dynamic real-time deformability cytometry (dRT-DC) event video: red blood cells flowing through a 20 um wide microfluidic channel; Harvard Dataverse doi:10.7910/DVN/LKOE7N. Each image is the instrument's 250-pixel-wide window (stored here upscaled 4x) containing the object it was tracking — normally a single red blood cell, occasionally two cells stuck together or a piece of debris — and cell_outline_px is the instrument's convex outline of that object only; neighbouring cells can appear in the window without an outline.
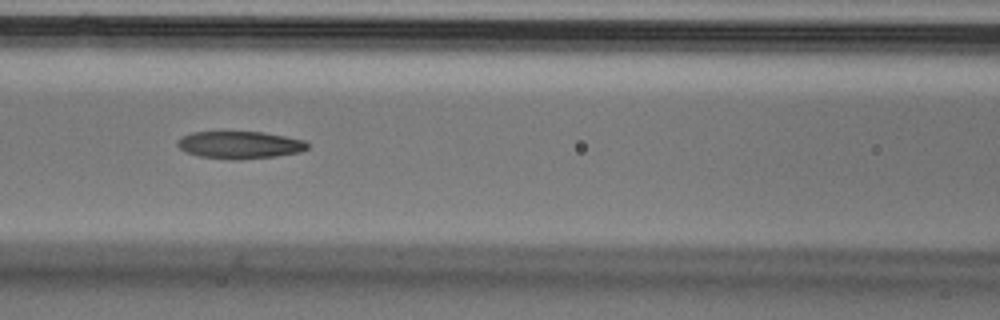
{"species": "Egyptian fruit bat (a non-hibernating species)", "species_latin": "Rousettus aegyptiacus", "temperature_condition": "cold", "stored_images_in_passage": 7, "camera_frame_rate_fps": 3000, "um_per_image_px": 0.085, "animal": {"sex": "male"}, "frame": {"image": 1, "passage_image": 5, "time_ms": 1.333, "image_size_px": [1000, 320], "cell_outline_px": [[308, 148], [300, 152], [276, 156], [240, 160], [232, 160], [200, 156], [188, 152], [180, 148], [176, 144], [176, 140], [180, 136], [192, 132], [264, 132], [304, 140], [308, 144]], "centroid_in_image_um": [20.36, 12.32], "position_along_channel_um": 146.2, "area_um2": 20.81}}
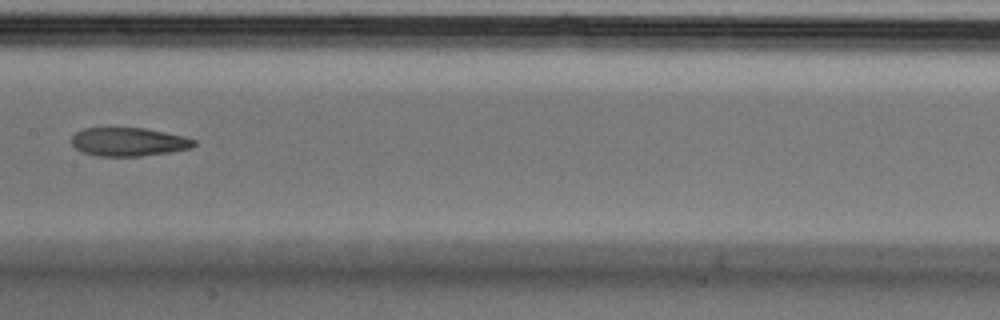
{"frame": {"image": 2, "passage_image": 6, "time_ms": 1.667, "image_size_px": [1000, 320], "cell_outline_px": [[196, 144], [192, 148], [168, 152], [140, 156], [96, 156], [80, 152], [72, 144], [72, 136], [76, 132], [84, 128], [144, 128], [184, 136], [196, 140]], "centroid_in_image_um": [10.92, 12.06], "position_along_channel_um": 196.5, "area_um2": 20.35}}
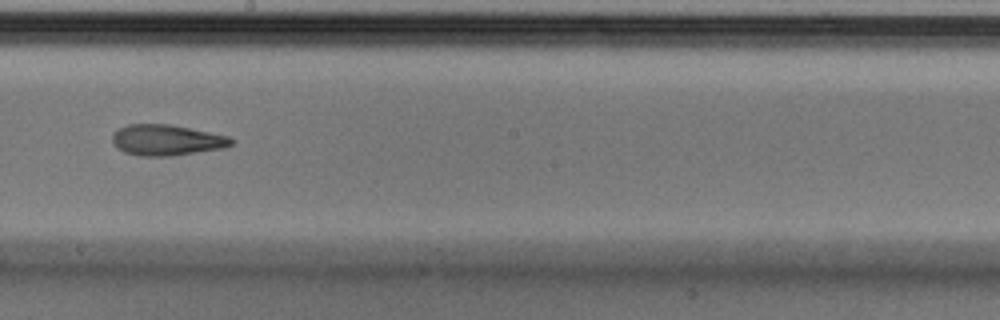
{"frame": {"image": 3, "passage_image": 7, "time_ms": 2.0, "image_size_px": [1000, 320], "cell_outline_px": [[236, 140], [232, 144], [224, 148], [172, 156], [140, 156], [124, 152], [116, 148], [112, 144], [112, 132], [128, 124], [168, 124], [228, 136]], "centroid_in_image_um": [14.13, 11.91], "position_along_channel_um": 234.1, "area_um2": 21.44}}